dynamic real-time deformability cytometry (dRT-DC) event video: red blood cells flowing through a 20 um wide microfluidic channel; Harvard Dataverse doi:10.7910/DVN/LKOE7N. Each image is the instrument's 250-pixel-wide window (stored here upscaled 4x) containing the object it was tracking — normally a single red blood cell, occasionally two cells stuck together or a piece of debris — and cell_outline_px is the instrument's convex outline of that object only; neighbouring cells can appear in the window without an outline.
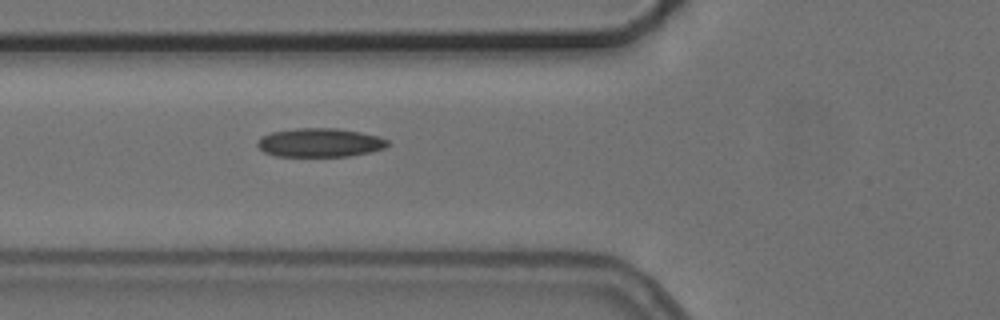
{"species": "common noctule bat (a hibernating species)", "species_latin": "Nyctalus noctula", "temperature_condition": "cold", "stored_images_in_passage": 6, "camera_frame_rate_fps": 3000, "um_per_image_px": 0.085, "animal": {"sex": "female", "body_mass_g": 24.6, "forearm_length_mm": 56.2}, "frame": {"image": 1, "passage_image": 6, "time_ms": 6.667, "image_size_px": [1000, 320], "cell_outline_px": [[388, 144], [384, 148], [372, 152], [352, 156], [276, 156], [264, 152], [256, 144], [260, 136], [272, 132], [296, 128], [336, 128], [360, 132], [380, 136], [388, 140]], "centroid_in_image_um": [27.2, 12.12], "position_along_channel_um": 98.6, "area_um2": 21.96}}